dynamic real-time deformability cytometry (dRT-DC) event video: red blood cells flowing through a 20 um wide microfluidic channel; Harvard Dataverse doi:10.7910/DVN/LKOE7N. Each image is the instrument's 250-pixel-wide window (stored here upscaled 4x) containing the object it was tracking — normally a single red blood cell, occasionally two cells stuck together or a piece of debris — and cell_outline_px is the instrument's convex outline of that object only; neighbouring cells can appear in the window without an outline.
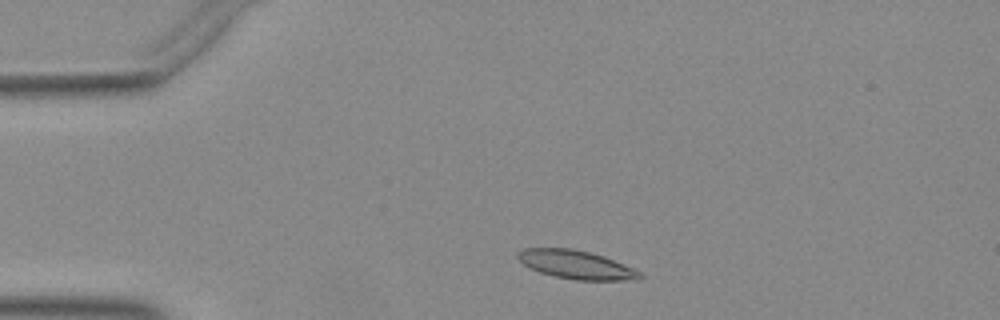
{"species": "Egyptian fruit bat (a non-hibernating species)", "species_latin": "Rousettus aegyptiacus", "temperature_condition": "warm", "stored_images_in_passage": 44, "camera_frame_rate_fps": 3000, "um_per_image_px": 0.085, "animal": {"sex": "female"}, "frame": {"image": 1, "passage_image": 4, "time_ms": 1.0, "image_size_px": [1000, 320], "cell_outline_px": [[644, 276], [636, 280], [576, 280], [556, 276], [540, 272], [524, 264], [516, 256], [524, 248], [572, 248], [604, 256], [632, 268], [640, 272]], "centroid_in_image_um": [49.0, 22.5], "position_along_channel_um": 36.0, "area_um2": 19.94}}
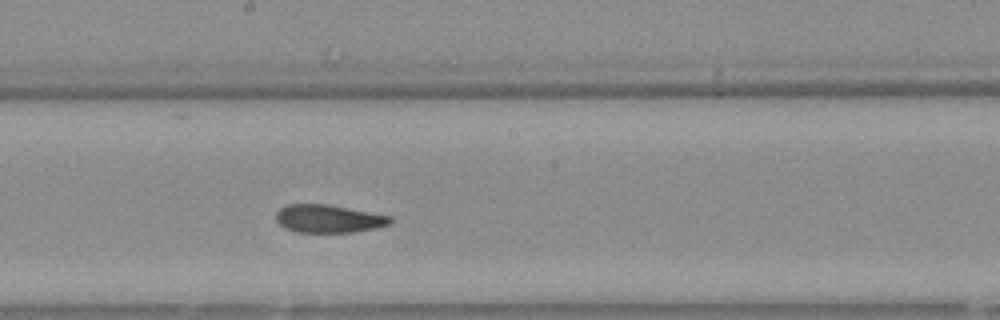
{"frame": {"image": 2, "passage_image": 21, "time_ms": 6.667, "image_size_px": [1000, 320], "cell_outline_px": [[392, 220], [388, 224], [376, 228], [352, 232], [296, 232], [284, 228], [276, 220], [276, 212], [280, 208], [288, 204], [324, 204], [392, 216]], "centroid_in_image_um": [27.89, 18.59], "position_along_channel_um": 220.3, "area_um2": 18.44}}
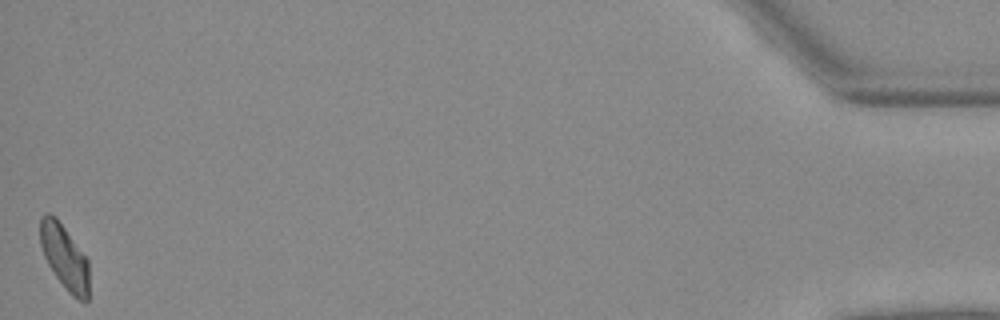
{"frame": {"image": 3, "passage_image": 44, "time_ms": 14.333, "image_size_px": [1000, 320], "cell_outline_px": [[88, 304], [84, 304], [72, 296], [68, 292], [56, 276], [48, 264], [44, 256], [40, 244], [40, 216], [44, 212], [48, 212], [56, 216], [88, 260]], "centroid_in_image_um": [5.48, 21.85], "position_along_channel_um": 429.7, "area_um2": 18.55}}